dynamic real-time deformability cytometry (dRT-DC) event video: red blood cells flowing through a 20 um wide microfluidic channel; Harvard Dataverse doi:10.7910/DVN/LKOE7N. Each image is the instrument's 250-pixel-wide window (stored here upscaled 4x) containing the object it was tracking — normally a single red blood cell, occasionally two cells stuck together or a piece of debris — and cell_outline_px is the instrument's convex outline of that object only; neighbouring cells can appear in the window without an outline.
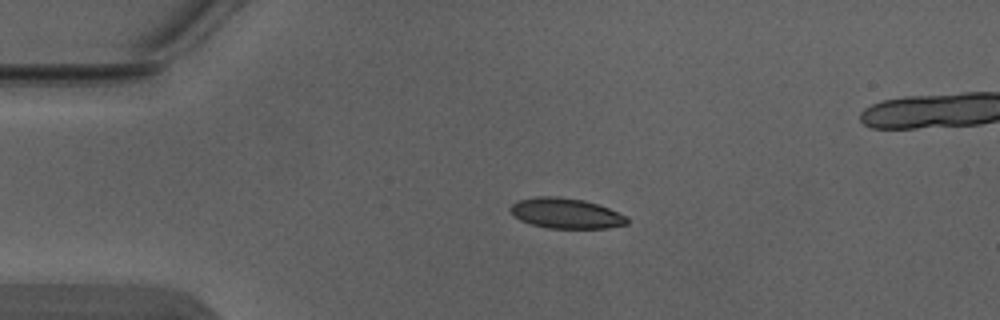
{"species": "Egyptian fruit bat (a non-hibernating species)", "species_latin": "Rousettus aegyptiacus", "temperature_condition": "warm", "stored_images_in_passage": 4, "camera_frame_rate_fps": 3000, "um_per_image_px": 0.085, "animal": {"sex": "male"}, "frame": {"image": 1, "passage_image": 3, "time_ms": 0.667, "image_size_px": [1000, 320], "cell_outline_px": [[628, 224], [608, 228], [548, 228], [532, 224], [520, 220], [508, 208], [516, 200], [536, 196], [556, 196], [584, 200], [608, 208], [628, 216]], "centroid_in_image_um": [48.11, 18.12], "position_along_channel_um": 36.9, "area_um2": 20.63}}